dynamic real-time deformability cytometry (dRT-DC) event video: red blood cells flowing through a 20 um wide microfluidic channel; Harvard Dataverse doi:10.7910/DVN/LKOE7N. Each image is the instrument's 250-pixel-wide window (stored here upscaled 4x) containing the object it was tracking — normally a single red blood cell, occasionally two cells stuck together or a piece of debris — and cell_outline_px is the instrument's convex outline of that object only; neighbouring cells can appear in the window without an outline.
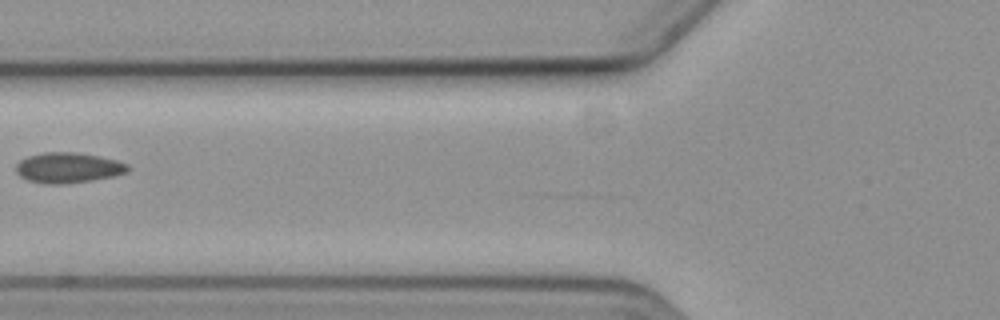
{"species": "common noctule bat (a hibernating species)", "species_latin": "Nyctalus noctula", "temperature_condition": "cold", "stored_images_in_passage": 3, "camera_frame_rate_fps": 3000, "um_per_image_px": 0.085, "animal": {"sex": "female", "body_mass_g": 19.3, "forearm_length_mm": 54.1}, "frame": {"image": 1, "passage_image": 3, "time_ms": 2.333, "image_size_px": [1000, 320], "cell_outline_px": [[132, 168], [128, 172], [116, 176], [92, 180], [60, 184], [44, 184], [28, 180], [20, 176], [16, 172], [16, 164], [20, 160], [28, 156], [44, 152], [76, 152], [100, 156], [116, 160], [128, 164]], "centroid_in_image_um": [5.82, 14.25], "position_along_channel_um": 120.0, "area_um2": 20.0}}